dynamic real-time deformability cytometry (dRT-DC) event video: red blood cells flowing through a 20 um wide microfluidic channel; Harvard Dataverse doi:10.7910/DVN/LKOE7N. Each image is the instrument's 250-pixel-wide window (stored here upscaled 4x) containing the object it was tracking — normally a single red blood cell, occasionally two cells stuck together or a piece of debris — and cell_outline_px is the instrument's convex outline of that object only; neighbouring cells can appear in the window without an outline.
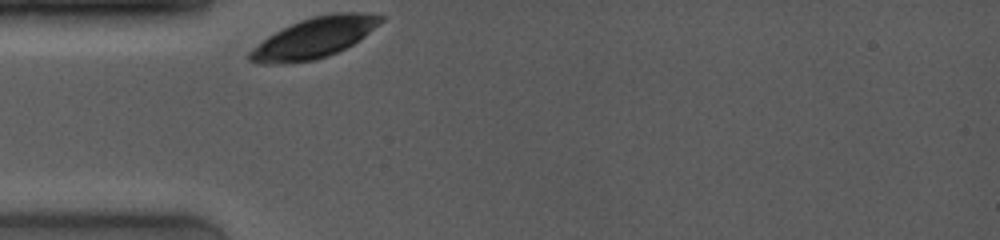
{"species": "common noctule bat (a hibernating species)", "species_latin": "Nyctalus noctula", "temperature_condition": "room temperature", "stored_images_in_passage": 25, "camera_frame_rate_fps": 4000, "um_per_image_px": 0.085, "animal": {"sex": "female", "body_mass_g": 19.0, "forearm_length_mm": 53.3}, "frame": {"image": 1, "passage_image": 1, "time_ms": 0.0, "image_size_px": [1000, 240], "cell_outline_px": [[384, 20], [364, 36], [352, 44], [328, 56], [312, 60], [284, 64], [260, 64], [248, 60], [248, 52], [252, 48], [268, 36], [300, 20], [312, 16], [336, 12], [364, 12], [384, 16]], "centroid_in_image_um": [26.69, 3.21], "position_along_channel_um": 58.3, "area_um2": 30.69}}
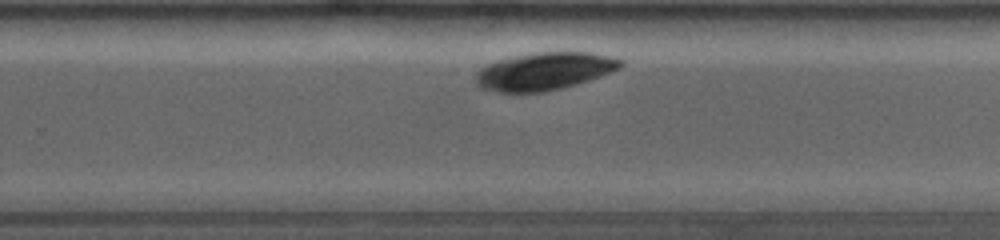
{"frame": {"image": 2, "passage_image": 17, "time_ms": 6.25, "image_size_px": [1000, 240], "cell_outline_px": [[624, 64], [620, 68], [600, 76], [576, 84], [544, 92], [500, 92], [480, 88], [476, 84], [476, 76], [488, 64], [500, 60], [516, 56], [540, 52], [588, 52], [608, 56], [624, 60]], "centroid_in_image_um": [46.31, 6.06], "position_along_channel_um": 283.5, "area_um2": 31.21}}
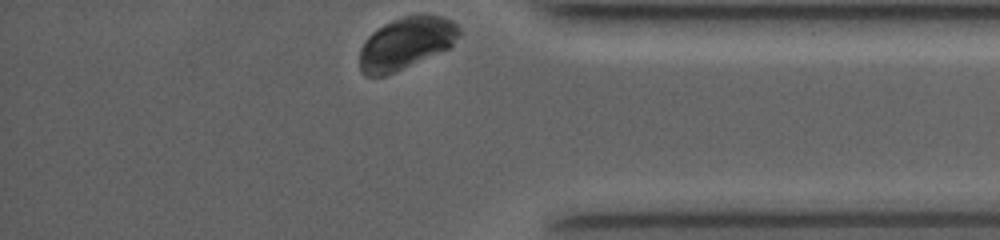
{"frame": {"image": 3, "passage_image": 25, "time_ms": 9.5, "image_size_px": [1000, 240], "cell_outline_px": [[460, 36], [448, 48], [396, 72], [384, 76], [364, 76], [360, 72], [360, 48], [364, 40], [372, 32], [384, 24], [392, 20], [404, 16], [440, 16], [452, 20], [460, 28]], "centroid_in_image_um": [34.48, 3.69], "position_along_channel_um": 400.7, "area_um2": 30.0}}